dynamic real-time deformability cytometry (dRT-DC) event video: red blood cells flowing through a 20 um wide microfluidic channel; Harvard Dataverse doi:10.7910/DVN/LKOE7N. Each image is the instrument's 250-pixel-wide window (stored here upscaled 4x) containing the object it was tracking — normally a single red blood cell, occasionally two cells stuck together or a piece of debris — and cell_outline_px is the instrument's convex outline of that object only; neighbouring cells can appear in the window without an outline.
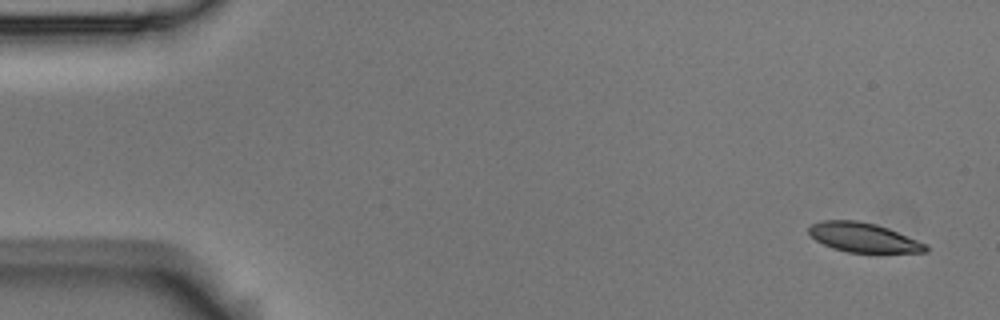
{"species": "Egyptian fruit bat (a non-hibernating species)", "species_latin": "Rousettus aegyptiacus", "temperature_condition": "room temperature", "stored_images_in_passage": 5, "camera_frame_rate_fps": 3000, "um_per_image_px": 0.085, "animal": {"sex": "male"}, "frame": {"image": 1, "passage_image": 1, "time_ms": 0.0, "image_size_px": [1000, 320], "cell_outline_px": [[928, 252], [848, 252], [832, 248], [816, 240], [808, 232], [808, 228], [812, 224], [820, 220], [856, 220], [876, 224], [888, 228], [928, 244]], "centroid_in_image_um": [73.39, 20.18], "position_along_channel_um": 11.6, "area_um2": 19.94}}